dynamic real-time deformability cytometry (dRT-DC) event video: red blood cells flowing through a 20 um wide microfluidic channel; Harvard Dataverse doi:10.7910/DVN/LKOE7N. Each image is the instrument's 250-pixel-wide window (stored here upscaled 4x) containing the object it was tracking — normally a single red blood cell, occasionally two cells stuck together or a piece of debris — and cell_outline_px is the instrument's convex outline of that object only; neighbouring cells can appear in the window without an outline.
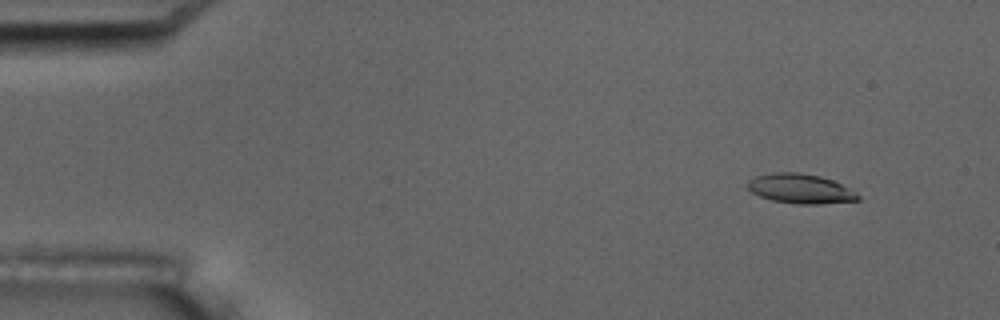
{"species": "common noctule bat (a hibernating species)", "species_latin": "Nyctalus noctula", "temperature_condition": "room temperature", "stored_images_in_passage": 5, "camera_frame_rate_fps": 3000, "um_per_image_px": 0.085, "animal": {"sex": "male", "body_mass_g": 17.5, "forearm_length_mm": 52.3}, "frame": {"image": 1, "passage_image": 2, "time_ms": 1.0, "image_size_px": [1000, 320], "cell_outline_px": [[860, 200], [820, 204], [796, 204], [772, 200], [760, 196], [752, 192], [748, 188], [748, 180], [756, 176], [772, 172], [796, 172], [820, 176], [832, 180], [856, 192], [860, 196]], "centroid_in_image_um": [68.03, 16.04], "position_along_channel_um": 17.0, "area_um2": 18.96}}